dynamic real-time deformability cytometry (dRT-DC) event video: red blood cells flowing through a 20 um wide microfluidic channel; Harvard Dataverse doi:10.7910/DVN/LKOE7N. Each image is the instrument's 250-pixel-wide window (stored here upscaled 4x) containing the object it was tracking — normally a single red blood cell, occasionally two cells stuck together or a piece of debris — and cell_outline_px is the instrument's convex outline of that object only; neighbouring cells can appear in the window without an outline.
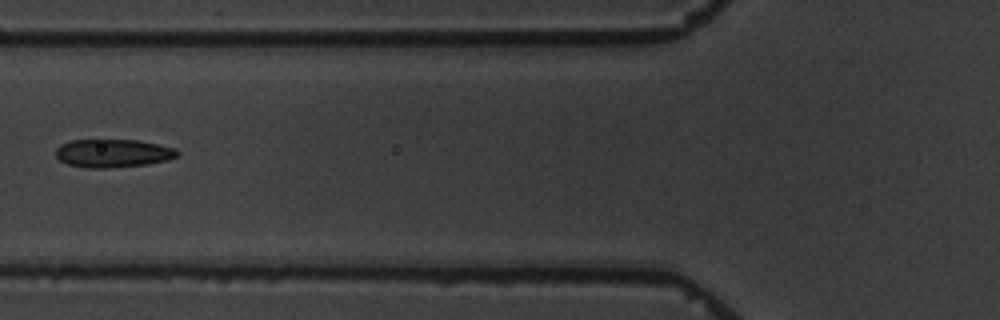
{"species": "common noctule bat (a hibernating species)", "species_latin": "Nyctalus noctula", "temperature_condition": "warm", "stored_images_in_passage": 15, "camera_frame_rate_fps": 3000, "um_per_image_px": 0.085, "animal": {"sex": "male", "body_mass_g": 19.5, "forearm_length_mm": 54.6}, "frame": {"image": 1, "passage_image": 6, "time_ms": 7.0, "image_size_px": [1000, 320], "cell_outline_px": [[180, 152], [176, 156], [168, 160], [148, 164], [108, 168], [88, 168], [68, 164], [60, 160], [56, 156], [56, 148], [60, 144], [72, 140], [140, 140], [176, 148]], "centroid_in_image_um": [9.62, 13.02], "position_along_channel_um": 116.2, "area_um2": 20.06}}
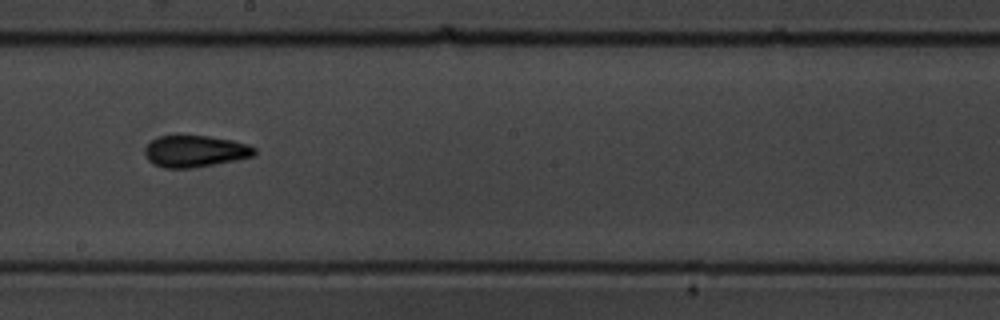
{"frame": {"image": 2, "passage_image": 9, "time_ms": 10.333, "image_size_px": [1000, 320], "cell_outline_px": [[256, 152], [252, 156], [236, 160], [192, 168], [164, 168], [152, 164], [148, 160], [144, 152], [144, 148], [152, 140], [160, 136], [208, 136], [232, 140], [248, 144], [256, 148]], "centroid_in_image_um": [16.57, 12.86], "position_along_channel_um": 231.6, "area_um2": 20.17}}
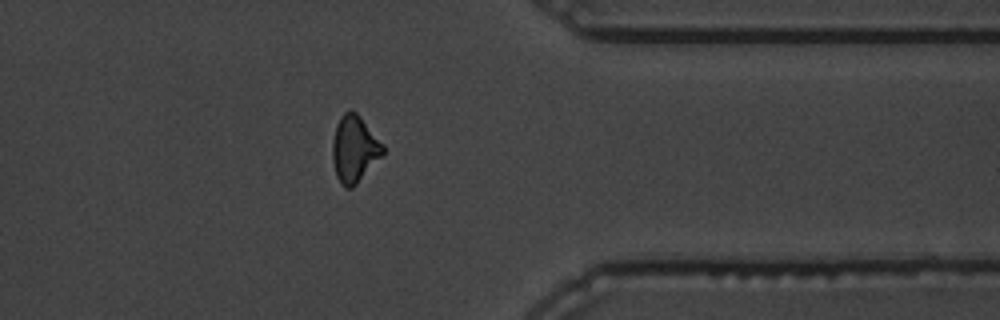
{"frame": {"image": 3, "passage_image": 13, "time_ms": 15.0, "image_size_px": [1000, 320], "cell_outline_px": [[384, 152], [356, 184], [352, 188], [344, 188], [340, 184], [336, 176], [332, 160], [332, 144], [336, 124], [340, 116], [344, 112], [356, 112], [360, 116], [384, 144]], "centroid_in_image_um": [30.1, 12.67], "position_along_channel_um": 381.3, "area_um2": 19.48}, "authors_computed_cell_mechanics": {"area_um2": 19.9988, "velocity_mm_per_s": 3.4681, "shape_relaxation_time_tau1_ms": 4.811, "shape_relaxation_time_tau2_ms": 1.2908, "deformation_change_tau1": 0.1278, "deformation_change_tau2": 0.0638}}